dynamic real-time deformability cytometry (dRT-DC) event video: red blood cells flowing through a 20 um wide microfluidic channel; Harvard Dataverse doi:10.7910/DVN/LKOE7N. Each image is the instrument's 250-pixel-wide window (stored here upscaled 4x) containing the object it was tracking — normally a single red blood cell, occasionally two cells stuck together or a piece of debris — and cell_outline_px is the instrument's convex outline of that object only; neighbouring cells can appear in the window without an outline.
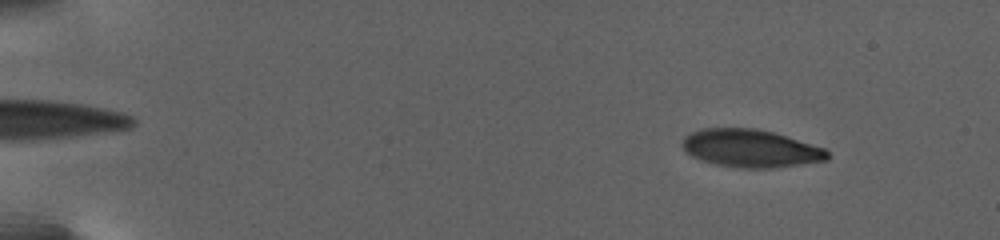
{"species": "human", "species_latin": "Homo sapiens", "temperature_condition": "warm", "stored_images_in_passage": 95, "camera_frame_rate_fps": 3000, "um_per_image_px": 0.085, "donor": {"sex": "female"}, "frame": {"image": 1, "passage_image": 5, "time_ms": 2.333, "image_size_px": [1000, 240], "cell_outline_px": [[828, 160], [772, 168], [744, 168], [716, 164], [692, 156], [684, 152], [680, 144], [684, 136], [700, 128], [752, 128], [772, 132], [824, 148], [828, 152]], "centroid_in_image_um": [63.74, 12.61], "position_along_channel_um": 21.3, "area_um2": 31.73}}
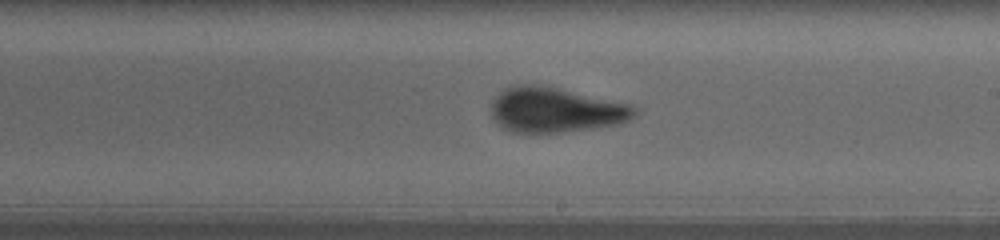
{"frame": {"image": 2, "passage_image": 56, "time_ms": 15.333, "image_size_px": [1000, 240], "cell_outline_px": [[636, 116], [628, 120], [616, 124], [592, 128], [560, 132], [512, 132], [504, 128], [492, 116], [492, 100], [500, 92], [508, 88], [524, 84], [532, 84], [556, 88], [628, 104], [636, 108]], "centroid_in_image_um": [47.2, 9.35], "position_along_channel_um": 241.8, "area_um2": 36.65}}
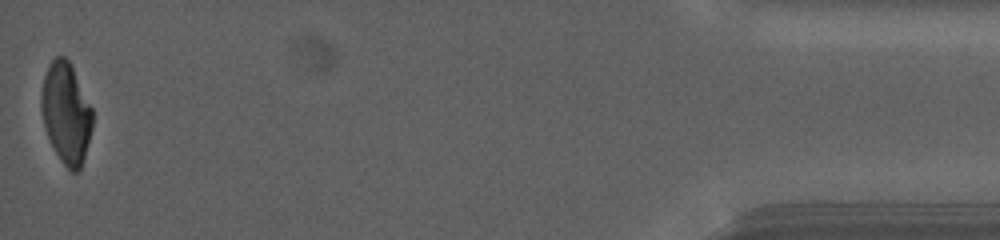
{"frame": {"image": 3, "passage_image": 95, "time_ms": 25.333, "image_size_px": [1000, 240], "cell_outline_px": [[92, 128], [84, 156], [80, 168], [76, 172], [72, 172], [60, 160], [48, 136], [44, 124], [40, 108], [40, 96], [44, 76], [48, 64], [56, 56], [64, 56], [68, 60], [92, 108]], "centroid_in_image_um": [5.6, 9.59], "position_along_channel_um": 429.6, "area_um2": 29.65}, "authors_computed_cell_mechanics": {"area_um2": 34.7378, "velocity_mm_per_s": 2.6832, "shape_relaxation_time_tau1_ms": 5.9575, "shape_relaxation_time_tau2_ms": null, "deformation_change_tau1": 0.2104, "deformation_change_tau2": null}}